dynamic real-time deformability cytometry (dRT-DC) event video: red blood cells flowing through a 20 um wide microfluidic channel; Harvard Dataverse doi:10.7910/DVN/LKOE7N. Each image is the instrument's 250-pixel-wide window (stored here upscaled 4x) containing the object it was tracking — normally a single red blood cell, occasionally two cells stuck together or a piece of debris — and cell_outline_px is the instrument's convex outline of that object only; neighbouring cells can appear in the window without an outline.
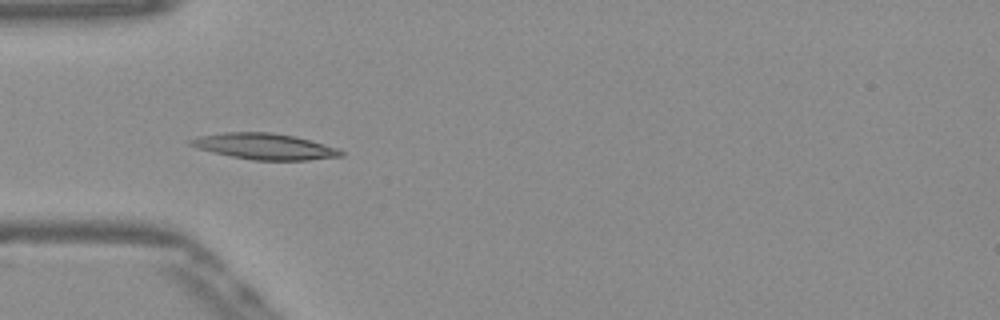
{"species": "Egyptian fruit bat (a non-hibernating species)", "species_latin": "Rousettus aegyptiacus", "temperature_condition": "warm", "stored_images_in_passage": 14, "camera_frame_rate_fps": 3000, "um_per_image_px": 0.085, "frame": {"image": 1, "passage_image": 5, "time_ms": 1.333, "image_size_px": [1000, 320], "cell_outline_px": [[344, 156], [308, 160], [252, 160], [212, 152], [196, 148], [188, 144], [188, 140], [200, 136], [224, 132], [272, 132], [296, 136], [340, 148], [344, 152]], "centroid_in_image_um": [22.52, 12.44], "position_along_channel_um": 62.5, "area_um2": 23.0}}